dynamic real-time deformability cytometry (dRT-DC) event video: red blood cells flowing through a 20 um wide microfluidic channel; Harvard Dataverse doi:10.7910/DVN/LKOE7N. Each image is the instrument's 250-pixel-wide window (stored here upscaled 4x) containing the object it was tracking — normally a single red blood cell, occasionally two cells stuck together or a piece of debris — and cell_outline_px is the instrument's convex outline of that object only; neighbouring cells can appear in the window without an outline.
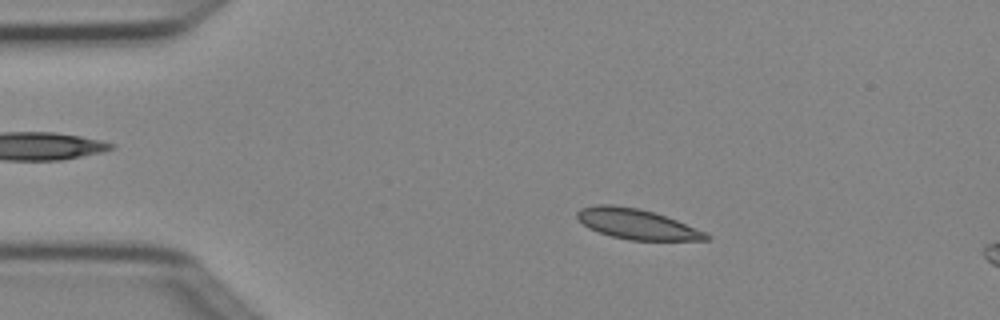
{"species": "Egyptian fruit bat (a non-hibernating species)", "species_latin": "Rousettus aegyptiacus", "temperature_condition": "cold", "stored_images_in_passage": 4, "camera_frame_rate_fps": 3000, "um_per_image_px": 0.085, "animal": {"sex": "female"}, "frame": {"image": 1, "passage_image": 2, "time_ms": 0.333, "image_size_px": [1000, 320], "cell_outline_px": [[712, 236], [708, 240], [628, 240], [612, 236], [588, 228], [576, 216], [576, 212], [580, 208], [596, 204], [612, 204], [640, 208], [676, 220], [704, 232]], "centroid_in_image_um": [54.09, 19.03], "position_along_channel_um": 30.9, "area_um2": 22.54}}